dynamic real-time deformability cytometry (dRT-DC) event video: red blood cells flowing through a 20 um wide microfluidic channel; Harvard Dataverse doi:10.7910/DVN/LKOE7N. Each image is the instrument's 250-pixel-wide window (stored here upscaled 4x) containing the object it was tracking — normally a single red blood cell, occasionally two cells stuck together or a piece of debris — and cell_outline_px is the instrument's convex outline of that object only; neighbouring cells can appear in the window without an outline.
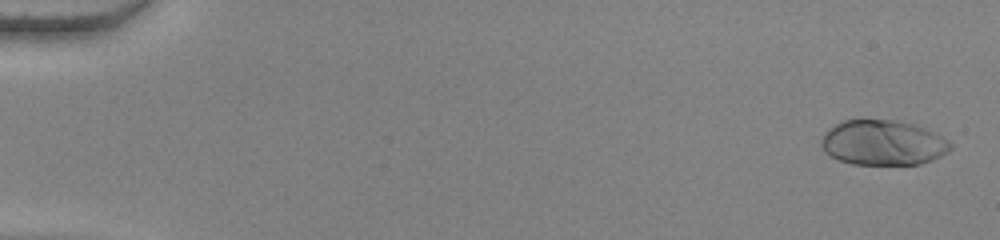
{"species": "human", "species_latin": "Homo sapiens", "temperature_condition": "warm", "stored_images_in_passage": 55, "camera_frame_rate_fps": 3000, "um_per_image_px": 0.085, "donor": {"sex": "female"}, "frame": {"image": 1, "passage_image": 2, "time_ms": 0.333, "image_size_px": [1000, 240], "cell_outline_px": [[952, 148], [948, 152], [932, 160], [920, 164], [852, 164], [840, 160], [832, 156], [820, 144], [820, 140], [824, 132], [836, 124], [844, 120], [892, 120], [912, 124], [924, 128], [948, 140], [952, 144]], "centroid_in_image_um": [75.06, 12.13], "position_along_channel_um": 9.9, "area_um2": 33.58}}
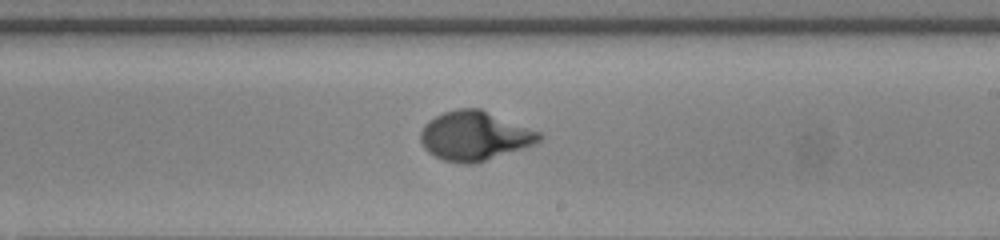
{"frame": {"image": 2, "passage_image": 34, "time_ms": 11.0, "image_size_px": [1000, 240], "cell_outline_px": [[544, 136], [536, 144], [476, 164], [464, 164], [444, 160], [428, 152], [424, 148], [420, 140], [420, 132], [424, 124], [428, 120], [444, 112], [456, 108], [480, 108], [540, 132]], "centroid_in_image_um": [40.34, 11.55], "position_along_channel_um": 248.7, "area_um2": 34.22}}
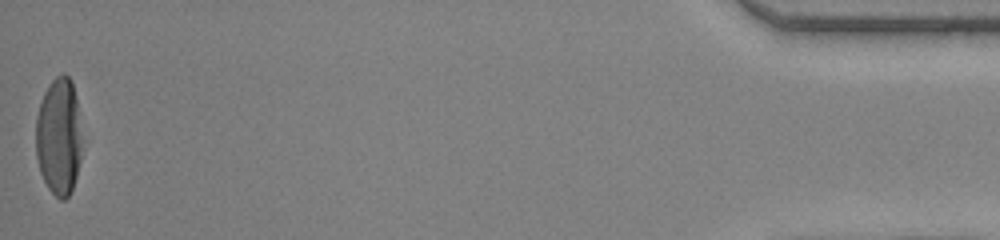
{"frame": {"image": 3, "passage_image": 55, "time_ms": 18.0, "image_size_px": [1000, 240], "cell_outline_px": [[80, 160], [76, 176], [72, 188], [68, 196], [64, 200], [60, 200], [48, 188], [40, 172], [36, 156], [36, 116], [44, 92], [48, 84], [56, 76], [64, 72], [72, 80], [76, 100], [80, 136]], "centroid_in_image_um": [4.97, 11.59], "position_along_channel_um": 430.2, "area_um2": 31.27}, "authors_computed_cell_mechanics": {"area_um2": 33.235, "velocity_mm_per_s": 3.8267, "shape_relaxation_time_tau1_ms": 4.0048, "shape_relaxation_time_tau2_ms": null, "deformation_change_tau1": 0.2503, "deformation_change_tau2": null}}